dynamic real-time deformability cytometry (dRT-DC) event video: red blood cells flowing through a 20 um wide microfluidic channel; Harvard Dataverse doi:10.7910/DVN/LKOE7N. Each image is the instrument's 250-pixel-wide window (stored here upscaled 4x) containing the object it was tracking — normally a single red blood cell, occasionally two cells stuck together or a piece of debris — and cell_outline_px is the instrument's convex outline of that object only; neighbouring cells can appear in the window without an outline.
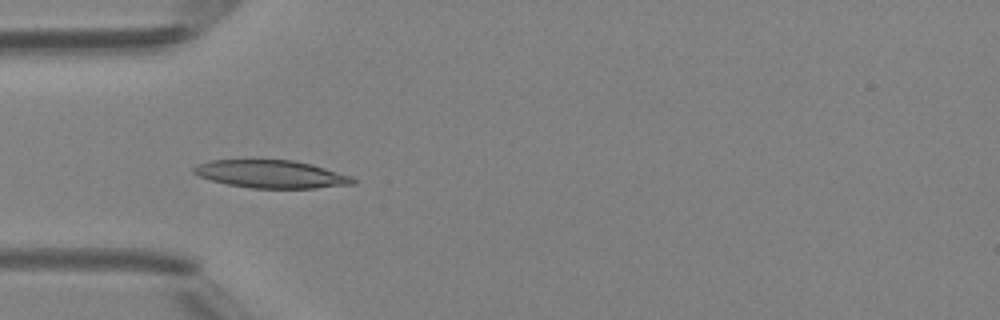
{"species": "Egyptian fruit bat (a non-hibernating species)", "species_latin": "Rousettus aegyptiacus", "temperature_condition": "room temperature", "stored_images_in_passage": 35, "camera_frame_rate_fps": 3000, "um_per_image_px": 0.085, "animal": {"sex": "female"}, "frame": {"image": 1, "passage_image": 2, "time_ms": 0.333, "image_size_px": [1000, 320], "cell_outline_px": [[356, 184], [316, 188], [252, 188], [228, 184], [212, 180], [200, 176], [192, 172], [192, 168], [196, 164], [208, 160], [292, 160], [312, 164], [352, 176], [356, 180]], "centroid_in_image_um": [23.06, 14.8], "position_along_channel_um": 61.9, "area_um2": 25.84}}
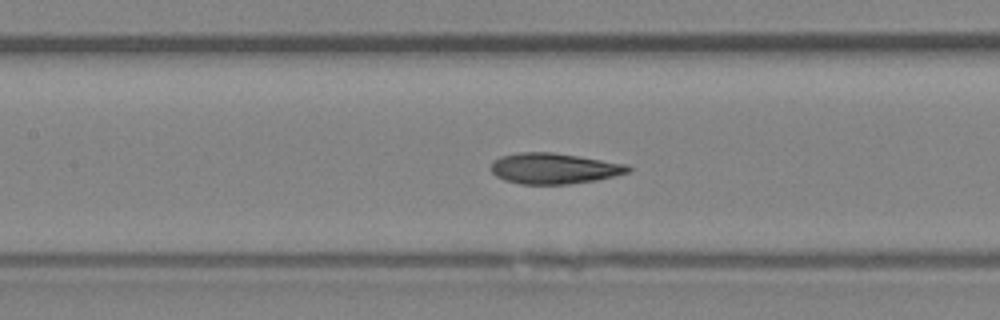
{"frame": {"image": 2, "passage_image": 9, "time_ms": 2.667, "image_size_px": [1000, 320], "cell_outline_px": [[632, 168], [628, 172], [596, 180], [568, 184], [520, 184], [504, 180], [496, 176], [492, 172], [492, 160], [500, 156], [516, 152], [552, 152], [628, 164]], "centroid_in_image_um": [47.05, 14.31], "position_along_channel_um": 160.3, "area_um2": 24.57}}
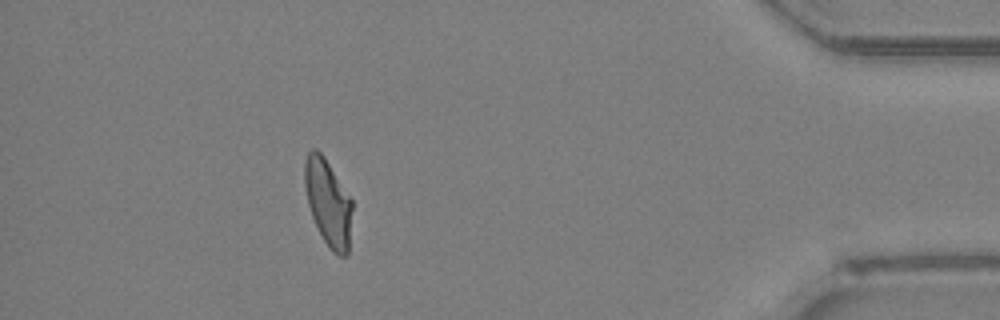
{"frame": {"image": 3, "passage_image": 30, "time_ms": 9.667, "image_size_px": [1000, 320], "cell_outline_px": [[352, 208], [348, 256], [340, 256], [332, 252], [324, 240], [312, 216], [308, 204], [304, 184], [304, 160], [308, 152], [312, 148], [316, 148], [324, 156], [352, 200]], "centroid_in_image_um": [27.88, 17.2], "position_along_channel_um": 407.3, "area_um2": 23.93}, "authors_computed_cell_mechanics": {"area_um2": 24.3916, "velocity_mm_per_s": 4.2807, "shape_relaxation_time_tau1_ms": 4.4205, "shape_relaxation_time_tau2_ms": 2.2609, "deformation_change_tau1": 0.1716, "deformation_change_tau2": 0.0815}}